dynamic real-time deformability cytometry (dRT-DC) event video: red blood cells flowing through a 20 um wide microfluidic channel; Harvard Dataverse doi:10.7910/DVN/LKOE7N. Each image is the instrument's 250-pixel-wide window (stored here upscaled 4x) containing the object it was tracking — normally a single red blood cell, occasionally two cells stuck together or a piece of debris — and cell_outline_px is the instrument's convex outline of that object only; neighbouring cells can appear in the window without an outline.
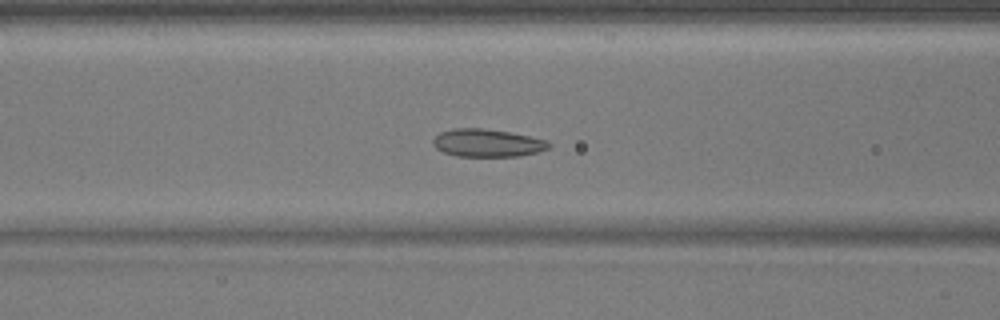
{"species": "common noctule bat (a hibernating species)", "species_latin": "Nyctalus noctula", "temperature_condition": "warm", "stored_images_in_passage": 38, "camera_frame_rate_fps": 3000, "um_per_image_px": 0.085, "animal": {"sex": "male", "body_mass_g": 17.9}, "frame": {"image": 1, "passage_image": 8, "time_ms": 2.333, "image_size_px": [1000, 320], "cell_outline_px": [[552, 144], [548, 148], [540, 152], [520, 156], [456, 156], [444, 152], [436, 148], [432, 144], [432, 140], [440, 132], [452, 128], [484, 128], [512, 132], [548, 140]], "centroid_in_image_um": [41.45, 12.14], "position_along_channel_um": 125.2, "area_um2": 19.02}}
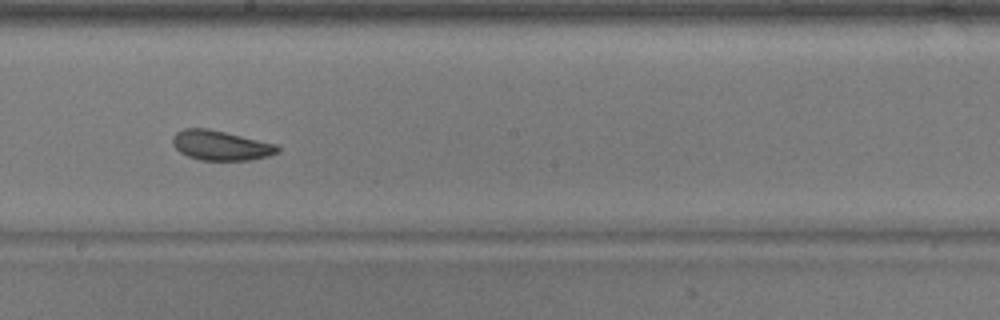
{"frame": {"image": 2, "passage_image": 16, "time_ms": 5.0, "image_size_px": [1000, 320], "cell_outline_px": [[280, 152], [268, 156], [248, 160], [200, 160], [188, 156], [180, 152], [172, 144], [172, 136], [176, 132], [184, 128], [208, 128], [276, 144], [280, 148]], "centroid_in_image_um": [18.74, 12.36], "position_along_channel_um": 229.5, "area_um2": 18.21}}
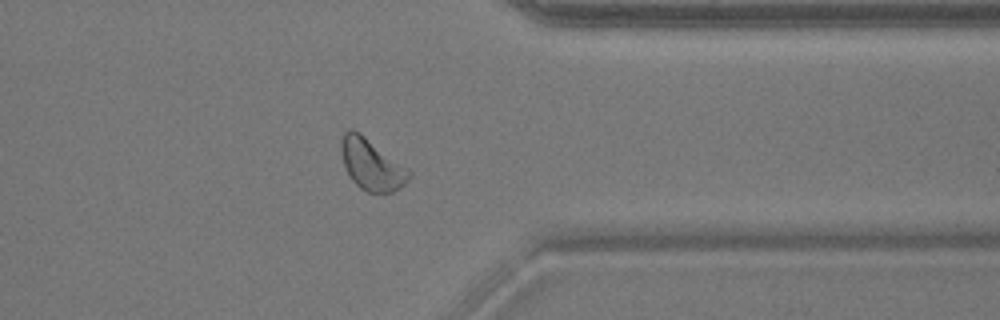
{"frame": {"image": 3, "passage_image": 28, "time_ms": 9.0, "image_size_px": [1000, 320], "cell_outline_px": [[412, 176], [400, 188], [392, 192], [368, 192], [360, 188], [352, 180], [344, 164], [340, 152], [340, 140], [344, 132], [348, 128], [352, 128], [360, 132], [412, 172]], "centroid_in_image_um": [31.56, 13.96], "position_along_channel_um": 379.8, "area_um2": 20.17}}